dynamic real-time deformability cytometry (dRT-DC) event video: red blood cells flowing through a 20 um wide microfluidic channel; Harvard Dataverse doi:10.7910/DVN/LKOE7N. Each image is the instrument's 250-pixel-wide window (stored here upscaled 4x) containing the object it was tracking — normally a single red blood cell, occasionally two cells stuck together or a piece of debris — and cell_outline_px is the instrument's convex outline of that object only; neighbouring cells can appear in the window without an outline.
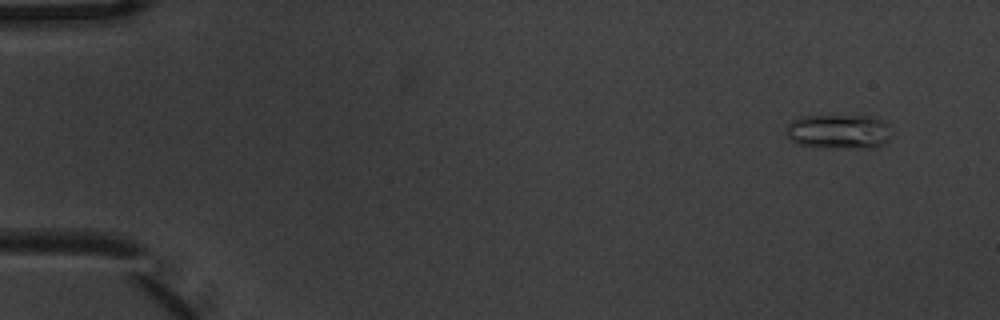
{"species": "common noctule bat (a hibernating species)", "species_latin": "Nyctalus noctula", "temperature_condition": "warm", "stored_images_in_passage": 4, "camera_frame_rate_fps": 3000, "um_per_image_px": 0.085, "animal": {"sex": "male", "body_mass_g": 20.1, "forearm_length_mm": 53.5}, "frame": {"image": 1, "passage_image": 1, "time_ms": 0.0, "image_size_px": [1000, 320], "cell_outline_px": [[892, 136], [884, 144], [872, 148], [820, 148], [796, 144], [788, 140], [784, 132], [788, 124], [792, 120], [804, 116], [868, 116], [880, 120], [888, 124], [892, 132]], "centroid_in_image_um": [71.26, 11.21], "position_along_channel_um": 13.7, "area_um2": 21.73}}
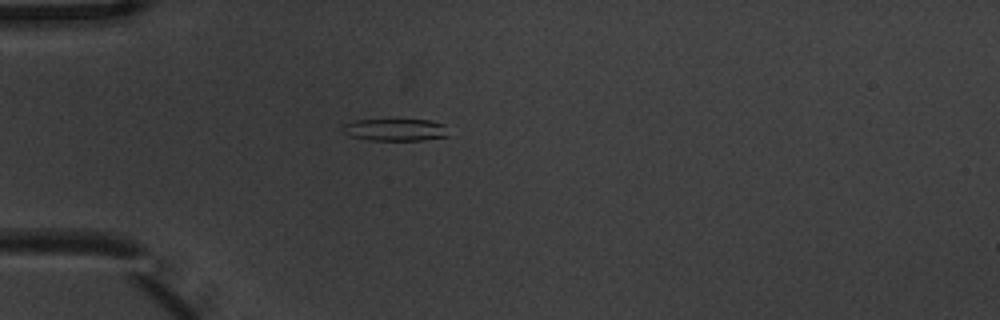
{"frame": {"image": 2, "passage_image": 4, "time_ms": 1.0, "image_size_px": [1000, 320], "cell_outline_px": [[448, 136], [424, 140], [368, 140], [352, 136], [344, 132], [340, 128], [344, 124], [356, 120], [432, 120], [444, 124]], "centroid_in_image_um": [33.6, 11.03], "position_along_channel_um": 51.4, "area_um2": 13.58}}